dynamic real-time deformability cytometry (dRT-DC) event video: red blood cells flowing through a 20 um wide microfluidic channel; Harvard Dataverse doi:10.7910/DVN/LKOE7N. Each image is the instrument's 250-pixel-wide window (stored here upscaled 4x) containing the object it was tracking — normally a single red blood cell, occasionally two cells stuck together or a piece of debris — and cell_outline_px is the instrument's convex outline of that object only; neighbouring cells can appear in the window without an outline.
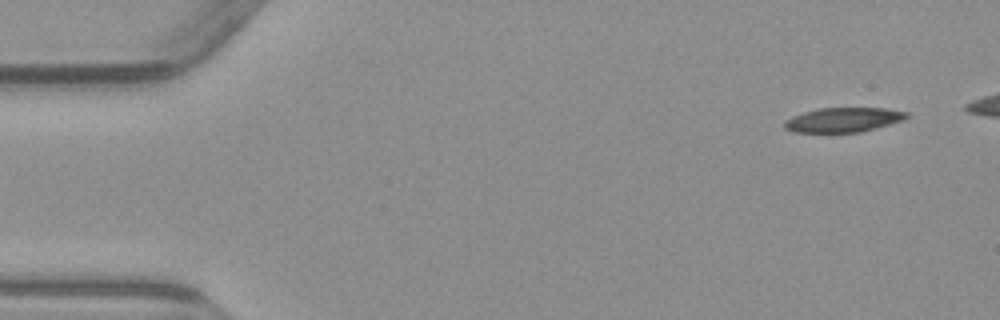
{"species": "common noctule bat (a hibernating species)", "species_latin": "Nyctalus noctula", "temperature_condition": "warm", "stored_images_in_passage": 5, "camera_frame_rate_fps": 3000, "um_per_image_px": 0.085, "animal": {"sex": "male", "body_mass_g": 23.1, "forearm_length_mm": 52.7}, "frame": {"image": 1, "passage_image": 1, "time_ms": 0.0, "image_size_px": [1000, 320], "cell_outline_px": [[908, 116], [904, 120], [876, 128], [860, 132], [796, 132], [784, 128], [784, 120], [792, 116], [804, 112], [820, 108], [884, 108], [908, 112]], "centroid_in_image_um": [71.68, 10.18], "position_along_channel_um": 13.3, "area_um2": 17.4}}